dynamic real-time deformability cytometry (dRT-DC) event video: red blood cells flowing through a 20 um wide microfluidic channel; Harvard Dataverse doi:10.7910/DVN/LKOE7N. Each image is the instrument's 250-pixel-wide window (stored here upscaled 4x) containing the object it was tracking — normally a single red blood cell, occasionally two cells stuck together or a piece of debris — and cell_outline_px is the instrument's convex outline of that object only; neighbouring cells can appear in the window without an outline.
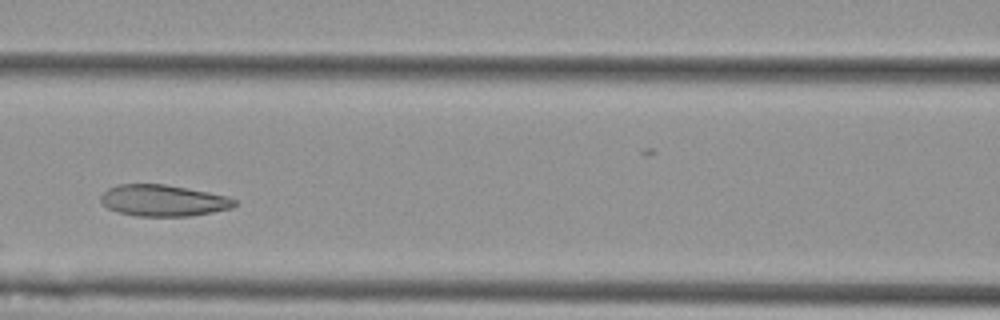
{"species": "Egyptian fruit bat (a non-hibernating species)", "species_latin": "Rousettus aegyptiacus", "temperature_condition": "cold", "stored_images_in_passage": 8, "camera_frame_rate_fps": 3000, "um_per_image_px": 0.085, "animal": {"sex": "female"}, "frame": {"image": 1, "passage_image": 5, "time_ms": 1.333, "image_size_px": [1000, 320], "cell_outline_px": [[236, 204], [232, 208], [212, 212], [188, 216], [136, 216], [120, 212], [108, 208], [100, 200], [100, 196], [108, 188], [116, 184], [164, 184], [208, 192], [228, 196], [236, 200]], "centroid_in_image_um": [13.87, 17.04], "position_along_channel_um": 152.7, "area_um2": 24.39}}
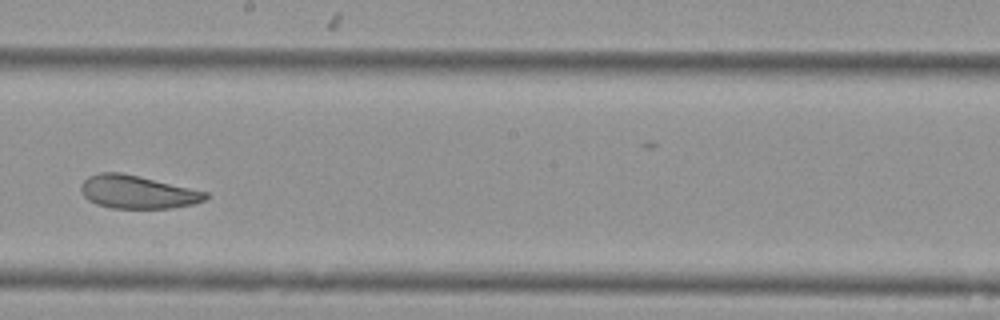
{"frame": {"image": 2, "passage_image": 7, "time_ms": 2.0, "image_size_px": [1000, 320], "cell_outline_px": [[208, 200], [192, 204], [172, 208], [112, 208], [96, 204], [88, 200], [84, 196], [80, 188], [80, 184], [88, 176], [100, 172], [120, 172], [208, 192]], "centroid_in_image_um": [11.67, 16.32], "position_along_channel_um": 236.5, "area_um2": 23.99}}
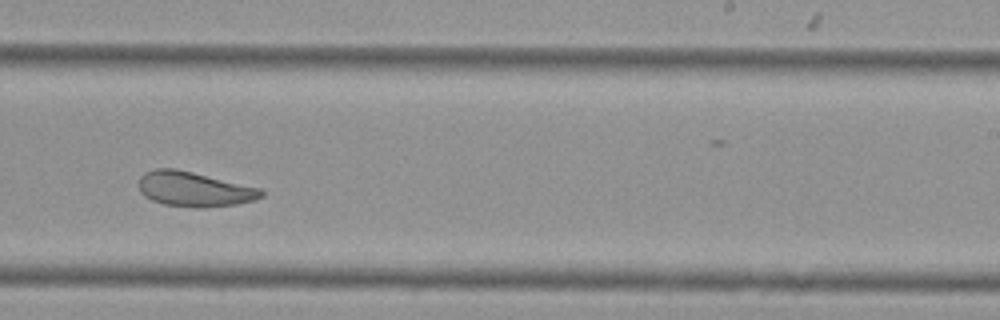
{"frame": {"image": 3, "passage_image": 8, "time_ms": 2.333, "image_size_px": [1000, 320], "cell_outline_px": [[264, 196], [256, 200], [236, 204], [204, 208], [192, 208], [164, 204], [152, 200], [144, 196], [140, 192], [140, 176], [144, 172], [156, 168], [176, 168], [260, 188], [264, 192]], "centroid_in_image_um": [16.51, 16.08], "position_along_channel_um": 272.5, "area_um2": 24.97}}